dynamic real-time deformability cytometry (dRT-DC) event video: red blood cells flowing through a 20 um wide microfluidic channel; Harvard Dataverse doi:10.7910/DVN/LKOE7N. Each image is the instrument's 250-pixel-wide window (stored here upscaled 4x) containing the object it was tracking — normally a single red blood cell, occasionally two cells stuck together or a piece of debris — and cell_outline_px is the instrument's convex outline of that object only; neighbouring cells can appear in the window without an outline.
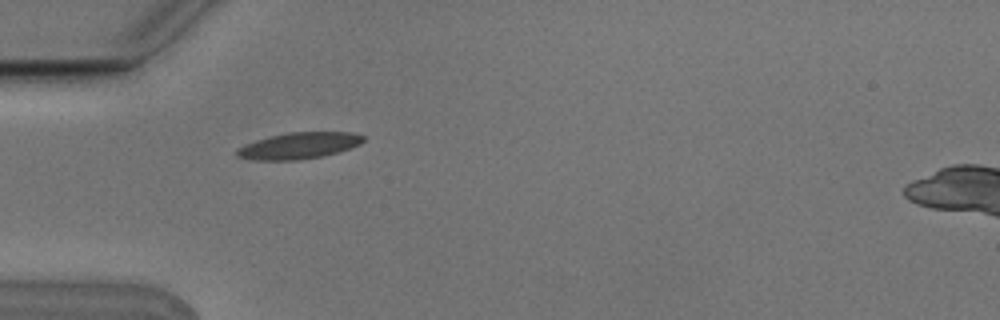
{"species": "Egyptian fruit bat (a non-hibernating species)", "species_latin": "Rousettus aegyptiacus", "temperature_condition": "cold", "stored_images_in_passage": 2, "camera_frame_rate_fps": 3000, "um_per_image_px": 0.085, "animal": {"sex": "male"}, "frame": {"image": 1, "passage_image": 1, "time_ms": 0.0, "image_size_px": [1000, 320], "cell_outline_px": [[364, 140], [360, 144], [336, 152], [320, 156], [296, 160], [256, 160], [236, 156], [236, 148], [256, 140], [288, 132], [352, 132], [364, 136]], "centroid_in_image_um": [25.38, 12.37], "position_along_channel_um": 59.6, "area_um2": 19.13}}